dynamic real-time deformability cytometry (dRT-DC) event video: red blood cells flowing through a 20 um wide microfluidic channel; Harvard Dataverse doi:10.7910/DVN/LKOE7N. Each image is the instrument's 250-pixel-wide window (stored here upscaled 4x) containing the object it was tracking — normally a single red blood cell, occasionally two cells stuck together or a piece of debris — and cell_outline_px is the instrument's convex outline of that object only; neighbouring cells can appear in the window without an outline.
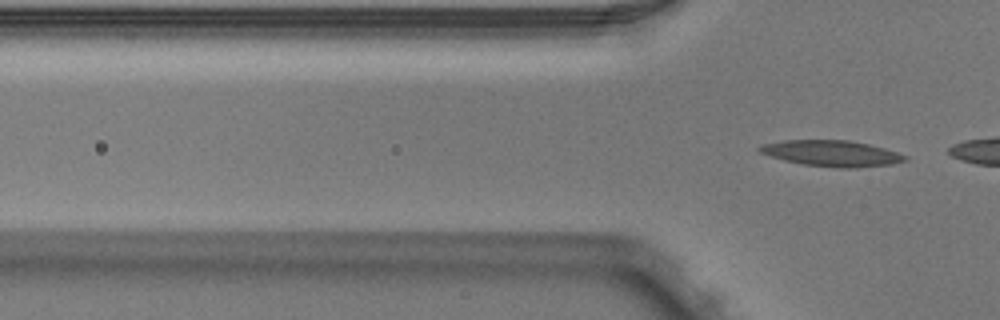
{"species": "Egyptian fruit bat (a non-hibernating species)", "species_latin": "Rousettus aegyptiacus", "temperature_condition": "warm", "stored_images_in_passage": 5, "camera_frame_rate_fps": 3000, "um_per_image_px": 0.085, "animal": {"sex": "male"}, "frame": {"image": 1, "passage_image": 5, "time_ms": 1.333, "image_size_px": [1000, 320], "cell_outline_px": [[908, 160], [892, 164], [856, 168], [836, 168], [804, 164], [784, 160], [760, 152], [756, 148], [760, 144], [784, 140], [848, 140], [868, 144], [884, 148], [908, 156]], "centroid_in_image_um": [70.7, 13.03], "position_along_channel_um": 55.1, "area_um2": 22.02}}